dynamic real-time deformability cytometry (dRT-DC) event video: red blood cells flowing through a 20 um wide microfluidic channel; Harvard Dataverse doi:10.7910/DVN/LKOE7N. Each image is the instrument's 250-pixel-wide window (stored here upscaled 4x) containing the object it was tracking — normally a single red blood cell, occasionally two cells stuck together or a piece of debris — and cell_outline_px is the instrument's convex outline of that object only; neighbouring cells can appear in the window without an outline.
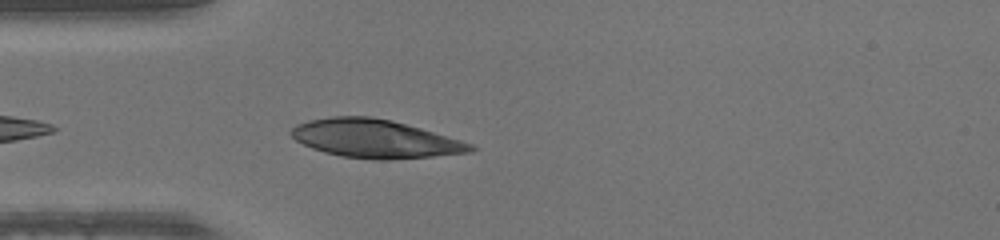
{"species": "human", "species_latin": "Homo sapiens", "temperature_condition": "warm", "stored_images_in_passage": 37, "camera_frame_rate_fps": 3000, "um_per_image_px": 0.085, "donor": {"sex": "male"}, "frame": {"image": 1, "passage_image": 2, "time_ms": 0.333, "image_size_px": [1000, 240], "cell_outline_px": [[480, 148], [472, 152], [432, 156], [388, 160], [372, 160], [340, 156], [324, 152], [312, 148], [296, 140], [288, 132], [296, 124], [308, 120], [332, 116], [372, 116], [392, 120], [420, 128], [460, 140], [472, 144]], "centroid_in_image_um": [31.86, 11.79], "position_along_channel_um": 53.1, "area_um2": 40.17}}
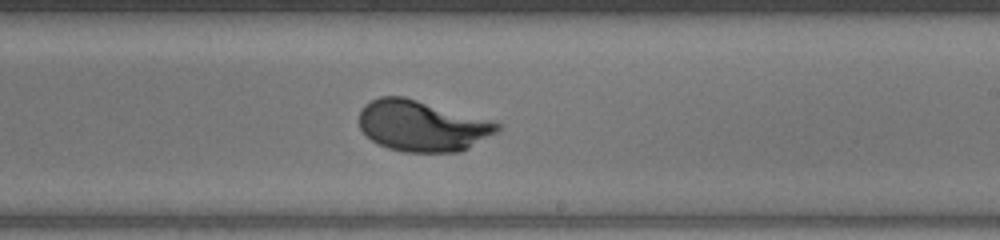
{"frame": {"image": 2, "passage_image": 17, "time_ms": 5.333, "image_size_px": [1000, 240], "cell_outline_px": [[500, 128], [496, 132], [468, 148], [460, 152], [404, 152], [388, 148], [372, 140], [360, 128], [360, 108], [364, 104], [380, 96], [404, 96], [492, 120], [500, 124]], "centroid_in_image_um": [35.87, 10.69], "position_along_channel_um": 253.1, "area_um2": 40.86}}
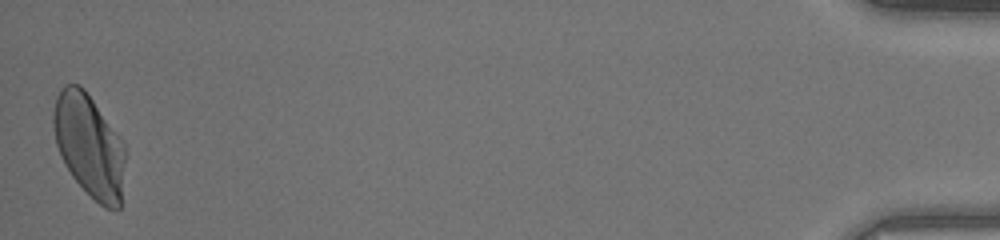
{"frame": {"image": 3, "passage_image": 37, "time_ms": 12.0, "image_size_px": [1000, 240], "cell_outline_px": [[124, 160], [120, 208], [116, 212], [104, 208], [72, 176], [64, 164], [60, 156], [56, 144], [52, 124], [52, 112], [56, 96], [60, 88], [64, 84], [80, 84], [84, 88], [120, 136], [124, 144]], "centroid_in_image_um": [7.56, 12.35], "position_along_channel_um": 427.6, "area_um2": 43.12}}